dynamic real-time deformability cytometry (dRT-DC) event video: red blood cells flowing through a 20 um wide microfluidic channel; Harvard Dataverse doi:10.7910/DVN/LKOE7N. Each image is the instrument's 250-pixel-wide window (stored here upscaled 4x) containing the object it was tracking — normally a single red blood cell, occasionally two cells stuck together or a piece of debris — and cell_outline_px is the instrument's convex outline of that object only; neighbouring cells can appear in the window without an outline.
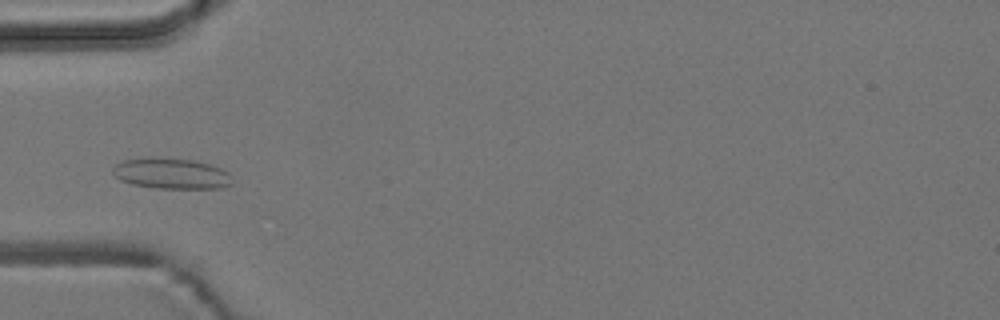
{"species": "common noctule bat (a hibernating species)", "species_latin": "Nyctalus noctula", "temperature_condition": "room temperature", "stored_images_in_passage": 2, "camera_frame_rate_fps": 3000, "um_per_image_px": 0.085, "animal": {"sex": "male", "body_mass_g": 19.2, "forearm_length_mm": 51.8}, "frame": {"image": 1, "passage_image": 2, "time_ms": 1.0, "image_size_px": [1000, 320], "cell_outline_px": [[232, 184], [224, 188], [156, 188], [132, 184], [120, 180], [112, 172], [112, 168], [116, 164], [124, 160], [152, 156], [196, 160], [220, 168], [228, 172]], "centroid_in_image_um": [14.54, 14.73], "position_along_channel_um": 70.5, "area_um2": 21.56}}